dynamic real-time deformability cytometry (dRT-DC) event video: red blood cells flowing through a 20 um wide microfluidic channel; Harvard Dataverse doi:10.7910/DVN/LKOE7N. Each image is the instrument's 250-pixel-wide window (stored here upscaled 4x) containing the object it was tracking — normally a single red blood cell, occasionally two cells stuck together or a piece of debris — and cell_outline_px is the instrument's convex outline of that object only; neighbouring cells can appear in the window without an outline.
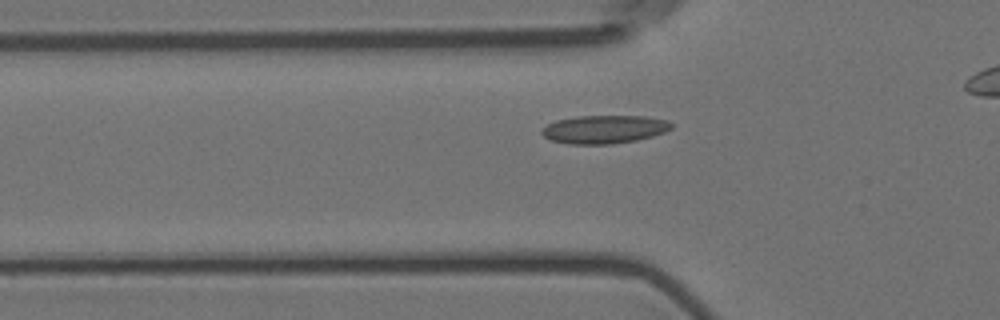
{"species": "Egyptian fruit bat (a non-hibernating species)", "species_latin": "Rousettus aegyptiacus", "temperature_condition": "room temperature", "stored_images_in_passage": 15, "camera_frame_rate_fps": 3000, "um_per_image_px": 0.085, "animal": {"sex": "female"}, "frame": {"image": 1, "passage_image": 12, "time_ms": 3.667, "image_size_px": [1000, 320], "cell_outline_px": [[672, 128], [664, 132], [652, 136], [636, 140], [612, 144], [568, 144], [552, 140], [544, 136], [540, 132], [548, 124], [556, 120], [580, 116], [644, 116], [668, 120], [672, 124]], "centroid_in_image_um": [51.38, 10.99], "position_along_channel_um": 74.4, "area_um2": 21.21}}